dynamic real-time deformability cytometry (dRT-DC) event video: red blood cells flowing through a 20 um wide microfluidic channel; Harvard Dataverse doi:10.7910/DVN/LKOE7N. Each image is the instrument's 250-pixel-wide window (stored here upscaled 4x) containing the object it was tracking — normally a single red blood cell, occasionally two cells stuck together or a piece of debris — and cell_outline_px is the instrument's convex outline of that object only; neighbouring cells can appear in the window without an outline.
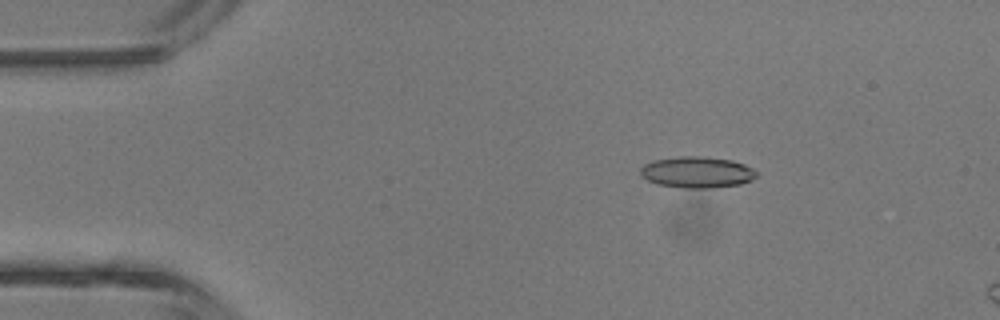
{"species": "common noctule bat (a hibernating species)", "species_latin": "Nyctalus noctula", "temperature_condition": "room temperature", "stored_images_in_passage": 3, "camera_frame_rate_fps": 3000, "um_per_image_px": 0.085, "animal": {"sex": "male", "body_mass_g": 13.3}, "frame": {"image": 1, "passage_image": 1, "time_ms": 0.0, "image_size_px": [1000, 320], "cell_outline_px": [[756, 176], [752, 180], [740, 184], [708, 188], [684, 188], [660, 184], [648, 180], [640, 176], [640, 168], [644, 164], [652, 160], [680, 156], [704, 156], [732, 160], [744, 164], [752, 168], [756, 172]], "centroid_in_image_um": [59.23, 14.63], "position_along_channel_um": 25.8, "area_um2": 21.15}}